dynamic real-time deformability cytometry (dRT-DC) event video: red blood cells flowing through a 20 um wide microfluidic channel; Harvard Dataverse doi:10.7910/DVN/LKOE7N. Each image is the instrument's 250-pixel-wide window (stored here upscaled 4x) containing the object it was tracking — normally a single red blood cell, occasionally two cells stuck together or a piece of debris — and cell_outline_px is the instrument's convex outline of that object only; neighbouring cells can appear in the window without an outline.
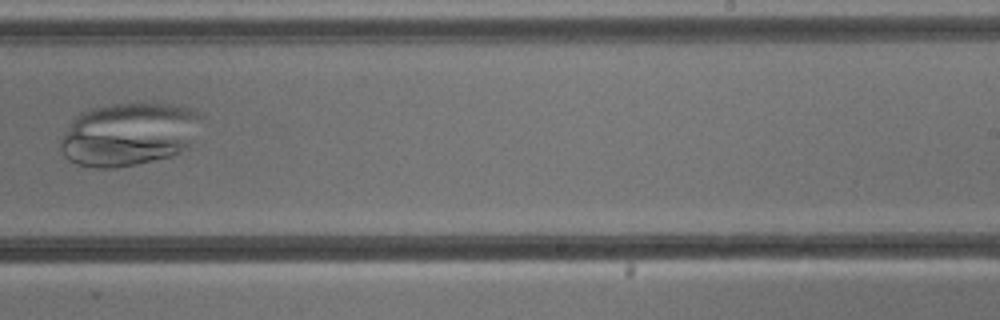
{"species": "common noctule bat (a hibernating species)", "species_latin": "Nyctalus noctula", "temperature_condition": "cold", "stored_images_in_passage": 10, "camera_frame_rate_fps": 3000, "um_per_image_px": 0.085, "animal": {"sex": "male", "body_mass_g": 13.3}, "frame": {"image": 1, "passage_image": 9, "time_ms": 10.333, "image_size_px": [1000, 320], "cell_outline_px": [[204, 116], [188, 148], [172, 156], [136, 164], [112, 168], [96, 168], [76, 164], [68, 160], [60, 152], [60, 140], [64, 132], [76, 116], [80, 112], [92, 108], [112, 104], [168, 104], [188, 108]], "centroid_in_image_um": [10.92, 11.42], "position_along_channel_um": 278.1, "area_um2": 51.85}}